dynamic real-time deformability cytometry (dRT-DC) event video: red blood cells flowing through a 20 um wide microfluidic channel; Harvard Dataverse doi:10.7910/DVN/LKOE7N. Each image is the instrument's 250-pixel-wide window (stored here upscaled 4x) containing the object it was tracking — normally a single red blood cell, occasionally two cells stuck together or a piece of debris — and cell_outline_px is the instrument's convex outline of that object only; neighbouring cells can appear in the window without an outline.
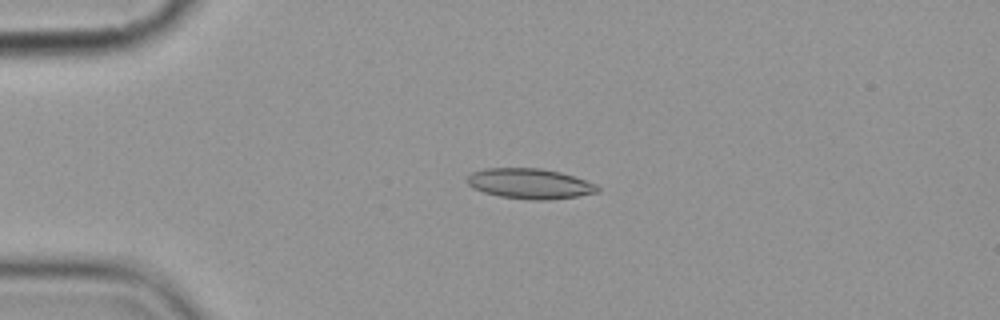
{"species": "common noctule bat (a hibernating species)", "species_latin": "Nyctalus noctula", "temperature_condition": "cold", "stored_images_in_passage": 3, "camera_frame_rate_fps": 3000, "um_per_image_px": 0.085, "animal": {"sex": "female", "body_mass_g": 19.9}, "frame": {"image": 1, "passage_image": 3, "time_ms": 2.333, "image_size_px": [1000, 320], "cell_outline_px": [[600, 192], [576, 196], [548, 200], [536, 200], [500, 196], [484, 192], [472, 188], [468, 184], [468, 176], [472, 172], [484, 168], [540, 168], [560, 172], [596, 184], [600, 188]], "centroid_in_image_um": [45.03, 15.61], "position_along_channel_um": 40.0, "area_um2": 22.83}}